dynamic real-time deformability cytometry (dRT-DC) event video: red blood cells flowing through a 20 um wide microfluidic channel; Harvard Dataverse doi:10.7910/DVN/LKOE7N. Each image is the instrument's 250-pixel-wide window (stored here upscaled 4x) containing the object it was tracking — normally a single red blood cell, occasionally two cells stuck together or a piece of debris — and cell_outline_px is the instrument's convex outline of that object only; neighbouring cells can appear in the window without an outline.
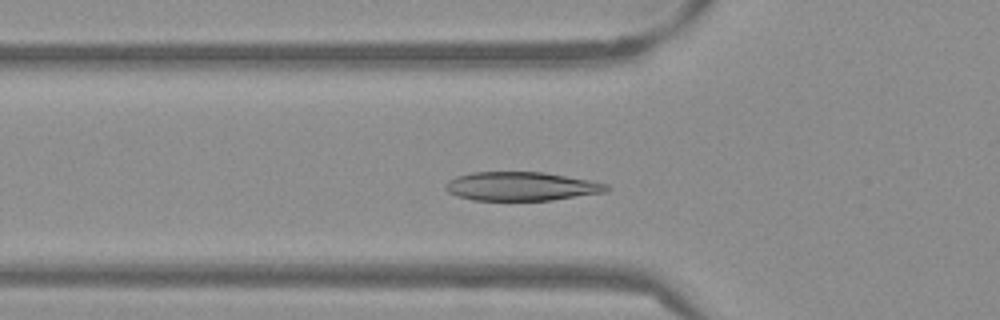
{"species": "Egyptian fruit bat (a non-hibernating species)", "species_latin": "Rousettus aegyptiacus", "temperature_condition": "warm", "stored_images_in_passage": 50, "camera_frame_rate_fps": 3000, "um_per_image_px": 0.085, "frame": {"image": 1, "passage_image": 15, "time_ms": 4.667, "image_size_px": [1000, 320], "cell_outline_px": [[612, 188], [604, 192], [552, 200], [472, 200], [456, 196], [448, 192], [444, 188], [444, 184], [448, 180], [456, 176], [472, 172], [544, 172], [592, 180], [608, 184]], "centroid_in_image_um": [44.3, 15.83], "position_along_channel_um": 81.5, "area_um2": 27.22}}
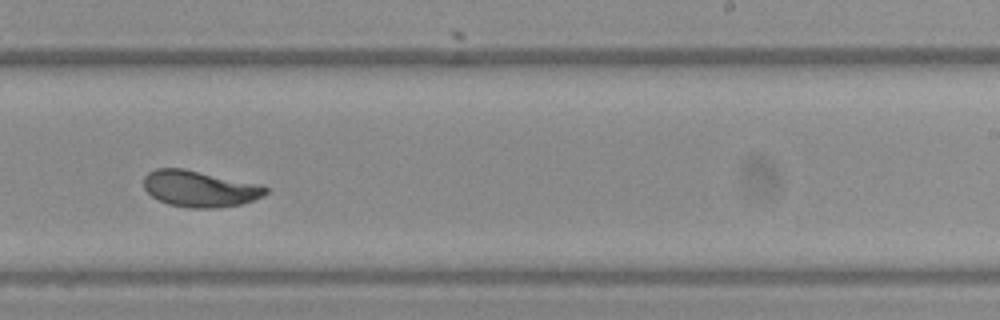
{"frame": {"image": 2, "passage_image": 30, "time_ms": 9.667, "image_size_px": [1000, 320], "cell_outline_px": [[268, 192], [252, 200], [240, 204], [216, 208], [188, 208], [168, 204], [152, 196], [144, 188], [144, 176], [148, 172], [156, 168], [184, 168], [260, 184], [268, 188]], "centroid_in_image_um": [16.95, 16.03], "position_along_channel_um": 272.0, "area_um2": 25.72}}
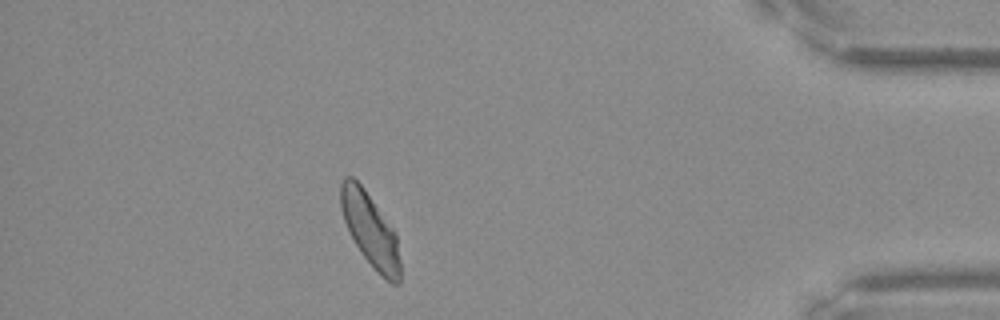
{"frame": {"image": 3, "passage_image": 44, "time_ms": 14.333, "image_size_px": [1000, 320], "cell_outline_px": [[400, 284], [392, 284], [380, 276], [376, 272], [360, 252], [344, 220], [340, 208], [340, 184], [344, 176], [352, 176], [364, 188], [396, 232], [400, 260]], "centroid_in_image_um": [31.48, 19.56], "position_along_channel_um": 403.7, "area_um2": 25.55}, "authors_computed_cell_mechanics": {"area_um2": 25.9811, "velocity_mm_per_s": 3.7965, "shape_relaxation_time_tau1_ms": 2.6576, "shape_relaxation_time_tau2_ms": 0.9413, "deformation_change_tau1": 0.1539, "deformation_change_tau2": 0.0486}}